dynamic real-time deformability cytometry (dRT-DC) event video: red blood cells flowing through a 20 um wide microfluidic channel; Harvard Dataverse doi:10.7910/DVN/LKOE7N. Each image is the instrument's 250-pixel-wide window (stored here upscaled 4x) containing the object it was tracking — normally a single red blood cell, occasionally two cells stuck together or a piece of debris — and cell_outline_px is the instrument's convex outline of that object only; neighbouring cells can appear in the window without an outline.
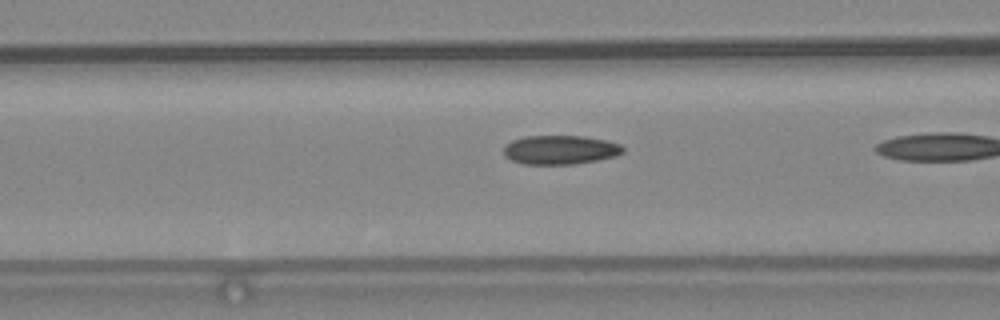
{"species": "common noctule bat (a hibernating species)", "species_latin": "Nyctalus noctula", "temperature_condition": "warm", "stored_images_in_passage": 20, "camera_frame_rate_fps": 3000, "um_per_image_px": 0.085, "animal": {"sex": "female", "body_mass_g": 24.6, "forearm_length_mm": 56.2}, "frame": {"image": 1, "passage_image": 19, "time_ms": 6.0, "image_size_px": [1000, 320], "cell_outline_px": [[624, 152], [616, 156], [576, 164], [524, 164], [512, 160], [504, 156], [504, 148], [512, 140], [524, 136], [584, 136], [604, 140], [620, 144], [624, 148]], "centroid_in_image_um": [47.62, 12.73], "position_along_channel_um": 119.0, "area_um2": 20.11}}